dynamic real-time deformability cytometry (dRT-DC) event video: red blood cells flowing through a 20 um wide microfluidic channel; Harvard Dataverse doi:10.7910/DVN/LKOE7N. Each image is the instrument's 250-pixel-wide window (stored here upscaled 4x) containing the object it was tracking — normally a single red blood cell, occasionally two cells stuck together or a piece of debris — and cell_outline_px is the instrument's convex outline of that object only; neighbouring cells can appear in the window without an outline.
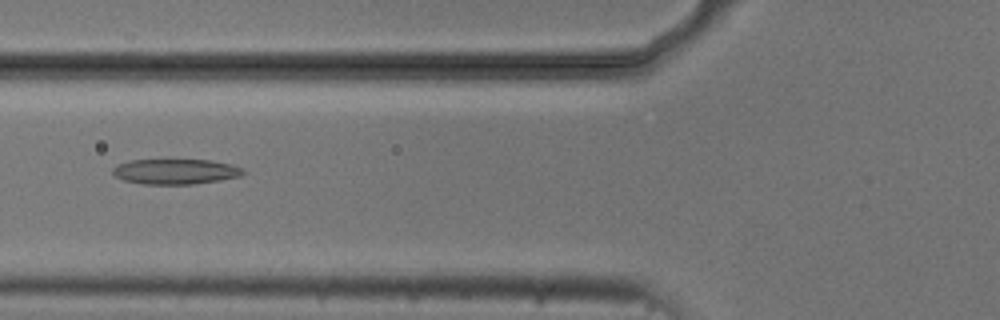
{"species": "common noctule bat (a hibernating species)", "species_latin": "Nyctalus noctula", "temperature_condition": "cold", "stored_images_in_passage": 8, "camera_frame_rate_fps": 3000, "um_per_image_px": 0.085, "animal": {"sex": "male", "body_mass_g": 20.5, "forearm_length_mm": 52.5}, "frame": {"image": 1, "passage_image": 8, "time_ms": 8.0, "image_size_px": [1000, 320], "cell_outline_px": [[244, 172], [240, 176], [220, 180], [192, 184], [144, 184], [124, 180], [116, 176], [112, 172], [112, 168], [116, 164], [132, 160], [212, 160], [232, 164], [244, 168]], "centroid_in_image_um": [14.92, 14.57], "position_along_channel_um": 110.9, "area_um2": 19.19}}